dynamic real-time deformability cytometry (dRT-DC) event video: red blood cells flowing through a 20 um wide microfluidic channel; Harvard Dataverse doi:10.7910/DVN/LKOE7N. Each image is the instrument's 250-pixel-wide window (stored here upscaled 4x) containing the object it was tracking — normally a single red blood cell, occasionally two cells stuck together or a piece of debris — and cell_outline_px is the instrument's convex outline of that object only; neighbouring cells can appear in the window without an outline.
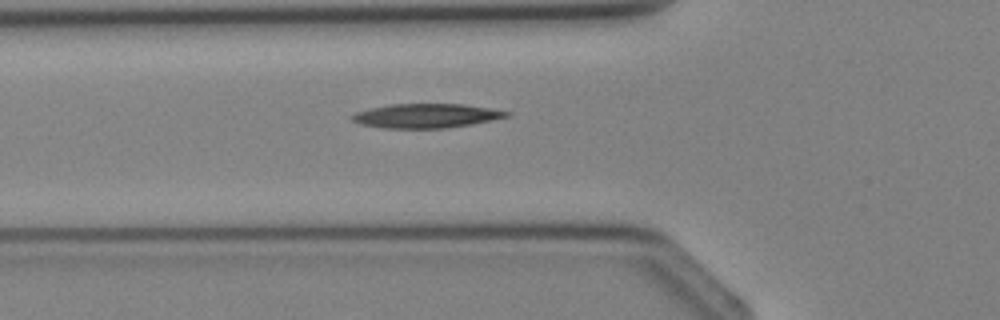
{"species": "Egyptian fruit bat (a non-hibernating species)", "species_latin": "Rousettus aegyptiacus", "temperature_condition": "cold", "stored_images_in_passage": 3, "camera_frame_rate_fps": 3000, "um_per_image_px": 0.085, "animal": {"sex": "female"}, "frame": {"image": 1, "passage_image": 3, "time_ms": 2.333, "image_size_px": [1000, 320], "cell_outline_px": [[512, 112], [508, 116], [492, 120], [472, 124], [448, 128], [384, 128], [360, 124], [352, 120], [348, 116], [356, 112], [372, 108], [392, 104], [464, 104]], "centroid_in_image_um": [36.21, 9.84], "position_along_channel_um": 89.6, "area_um2": 21.73}}